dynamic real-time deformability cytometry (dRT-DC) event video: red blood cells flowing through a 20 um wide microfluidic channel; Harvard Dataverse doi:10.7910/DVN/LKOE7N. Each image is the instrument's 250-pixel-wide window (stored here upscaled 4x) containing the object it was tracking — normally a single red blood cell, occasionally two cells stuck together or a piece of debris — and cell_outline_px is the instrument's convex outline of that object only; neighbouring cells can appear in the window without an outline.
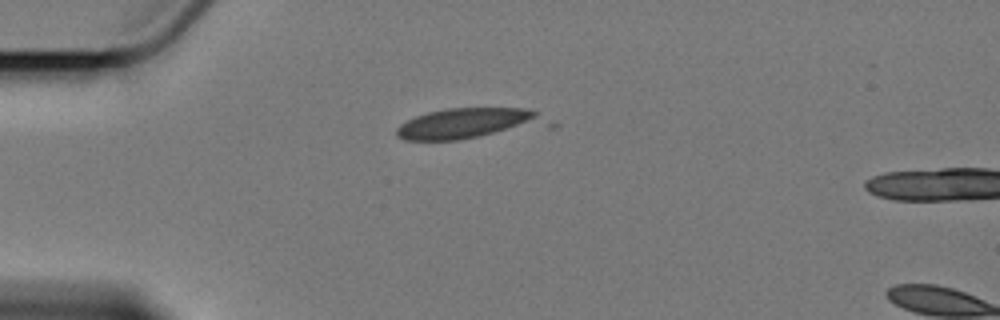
{"species": "Egyptian fruit bat (a non-hibernating species)", "species_latin": "Rousettus aegyptiacus", "temperature_condition": "cold", "stored_images_in_passage": 2, "camera_frame_rate_fps": 3000, "um_per_image_px": 0.085, "animal": {"sex": "female"}, "frame": {"image": 1, "passage_image": 1, "time_ms": 0.0, "image_size_px": [1000, 320], "cell_outline_px": [[560, 124], [556, 128], [460, 140], [404, 140], [396, 136], [396, 128], [400, 124], [416, 116], [428, 112], [448, 108], [524, 108], [536, 112]], "centroid_in_image_um": [40.13, 10.52], "position_along_channel_um": 44.9, "area_um2": 28.61}}